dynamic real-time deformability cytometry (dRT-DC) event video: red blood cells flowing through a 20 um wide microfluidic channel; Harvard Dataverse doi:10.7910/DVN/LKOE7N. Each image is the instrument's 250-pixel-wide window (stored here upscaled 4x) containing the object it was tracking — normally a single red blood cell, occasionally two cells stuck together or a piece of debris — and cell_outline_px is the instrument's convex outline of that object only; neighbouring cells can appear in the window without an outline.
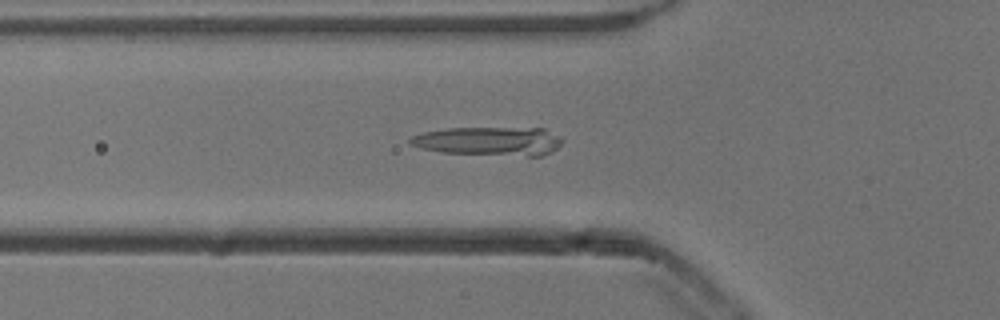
{"species": "common noctule bat (a hibernating species)", "species_latin": "Nyctalus noctula", "temperature_condition": "cold", "stored_images_in_passage": 41, "camera_frame_rate_fps": 3000, "um_per_image_px": 0.085, "animal": {"sex": "male", "body_mass_g": 13.3}, "frame": {"image": 1, "passage_image": 15, "time_ms": 4.667, "image_size_px": [1000, 320], "cell_outline_px": [[560, 144], [552, 152], [544, 156], [528, 156], [440, 152], [408, 144], [408, 140], [412, 136], [424, 132], [448, 128], [544, 128], [560, 136]], "centroid_in_image_um": [41.59, 12.0], "position_along_channel_um": 84.2, "area_um2": 25.43}}
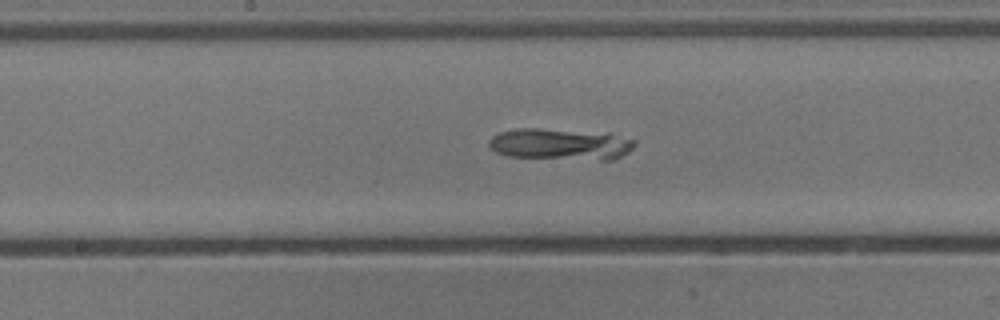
{"frame": {"image": 2, "passage_image": 24, "time_ms": 7.667, "image_size_px": [1000, 320], "cell_outline_px": [[636, 144], [628, 152], [612, 160], [600, 160], [508, 156], [496, 152], [488, 144], [488, 140], [492, 136], [500, 132], [520, 128], [540, 128], [608, 132], [636, 140]], "centroid_in_image_um": [47.68, 12.24], "position_along_channel_um": 200.5, "area_um2": 26.99}}
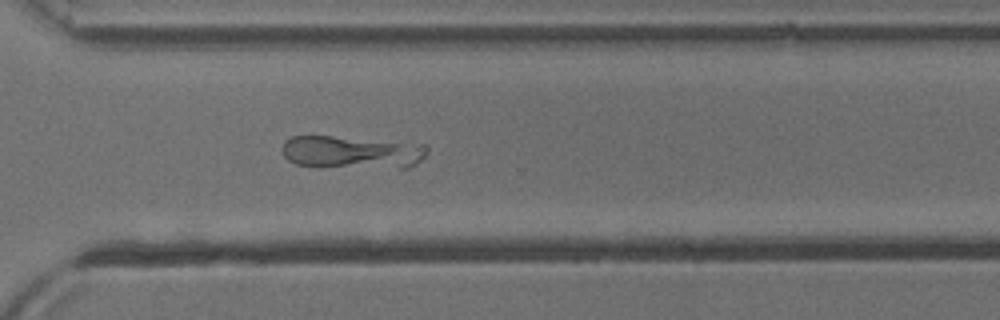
{"frame": {"image": 3, "passage_image": 35, "time_ms": 11.333, "image_size_px": [1000, 320], "cell_outline_px": [[428, 152], [416, 164], [408, 168], [320, 168], [296, 164], [288, 160], [284, 156], [280, 148], [284, 140], [292, 136], [332, 136], [428, 144]], "centroid_in_image_um": [29.89, 12.96], "position_along_channel_um": 340.7, "area_um2": 28.67}}